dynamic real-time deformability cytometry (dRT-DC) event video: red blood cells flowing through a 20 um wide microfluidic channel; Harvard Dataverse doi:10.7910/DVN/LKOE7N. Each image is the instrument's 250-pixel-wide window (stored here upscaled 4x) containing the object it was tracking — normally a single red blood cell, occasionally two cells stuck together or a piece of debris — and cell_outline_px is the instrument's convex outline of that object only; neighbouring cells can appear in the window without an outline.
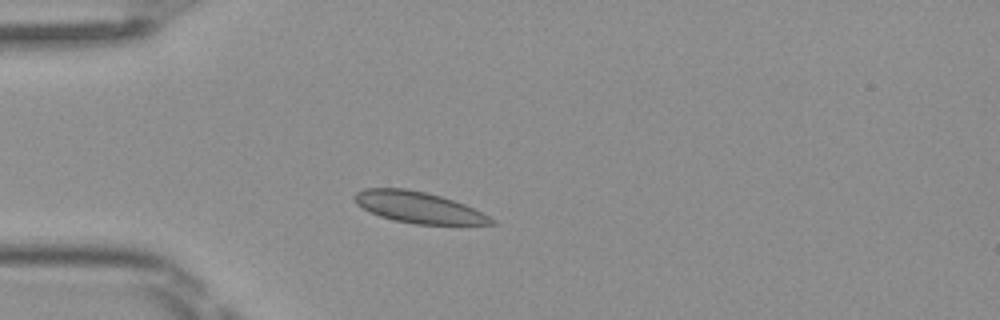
{"species": "Egyptian fruit bat (a non-hibernating species)", "species_latin": "Rousettus aegyptiacus", "temperature_condition": "room temperature", "stored_images_in_passage": 5, "camera_frame_rate_fps": 3000, "um_per_image_px": 0.085, "frame": {"image": 1, "passage_image": 3, "time_ms": 0.667, "image_size_px": [1000, 320], "cell_outline_px": [[496, 224], [416, 224], [392, 220], [380, 216], [356, 204], [352, 200], [352, 196], [356, 192], [364, 188], [404, 188], [424, 192], [440, 196], [464, 204], [496, 220]], "centroid_in_image_um": [35.51, 17.62], "position_along_channel_um": 49.5, "area_um2": 24.62}}
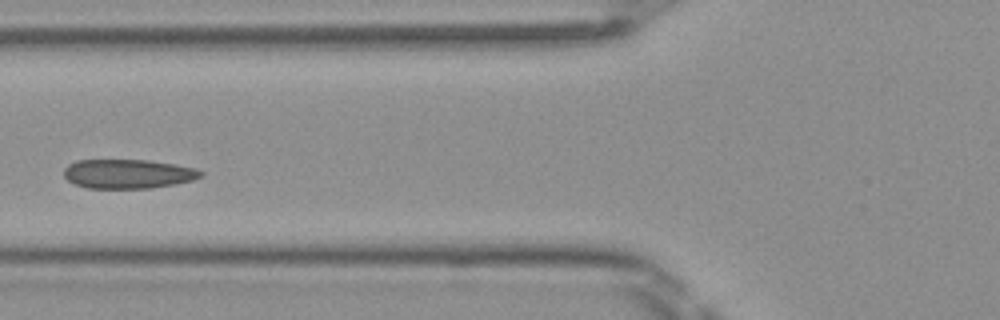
{"frame": {"image": 2, "passage_image": 5, "time_ms": 1.333, "image_size_px": [1000, 320], "cell_outline_px": [[204, 176], [192, 180], [172, 184], [148, 188], [88, 188], [76, 184], [68, 180], [64, 176], [64, 168], [68, 164], [76, 160], [148, 160], [176, 164], [196, 168], [204, 172]], "centroid_in_image_um": [10.89, 14.76], "position_along_channel_um": 114.9, "area_um2": 23.29}}